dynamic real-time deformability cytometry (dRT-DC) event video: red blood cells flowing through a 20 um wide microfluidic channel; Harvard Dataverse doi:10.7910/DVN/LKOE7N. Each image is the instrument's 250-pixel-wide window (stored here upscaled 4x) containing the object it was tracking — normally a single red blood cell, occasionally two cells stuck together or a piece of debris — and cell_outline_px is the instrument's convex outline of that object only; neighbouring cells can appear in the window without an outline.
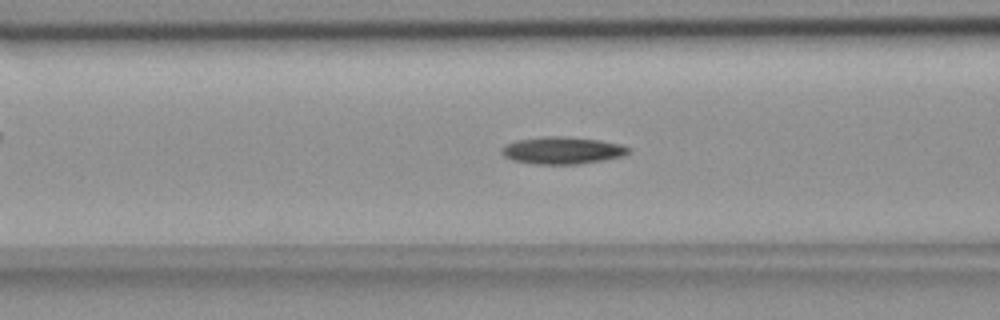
{"species": "common noctule bat (a hibernating species)", "species_latin": "Nyctalus noctula", "temperature_condition": "room temperature", "stored_images_in_passage": 48, "camera_frame_rate_fps": 3000, "um_per_image_px": 0.085, "animal": {"sex": "female", "body_mass_g": 18.4}, "frame": {"image": 1, "passage_image": 15, "time_ms": 4.667, "image_size_px": [1000, 320], "cell_outline_px": [[632, 152], [624, 156], [604, 160], [580, 164], [536, 164], [512, 160], [504, 156], [500, 152], [508, 144], [516, 140], [544, 136], [564, 136], [600, 140], [620, 144], [632, 148]], "centroid_in_image_um": [47.86, 12.78], "position_along_channel_um": 118.7, "area_um2": 20.23}}
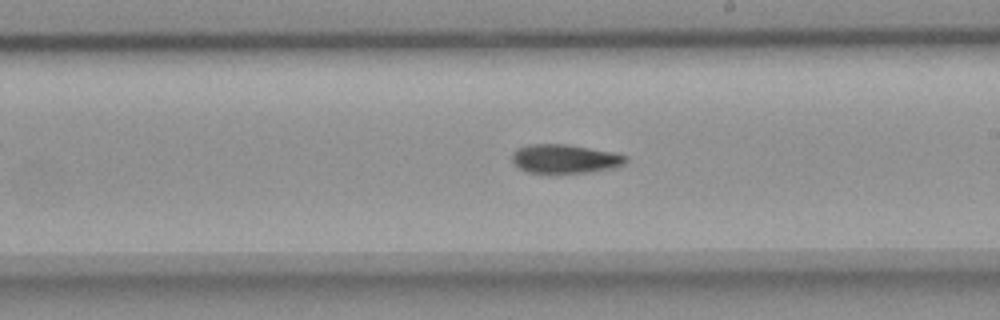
{"frame": {"image": 2, "passage_image": 25, "time_ms": 8.0, "image_size_px": [1000, 320], "cell_outline_px": [[628, 160], [624, 164], [616, 168], [592, 172], [524, 172], [512, 160], [512, 152], [516, 148], [528, 144], [564, 144], [612, 152], [628, 156]], "centroid_in_image_um": [48.03, 13.49], "position_along_channel_um": 241.0, "area_um2": 19.07}}
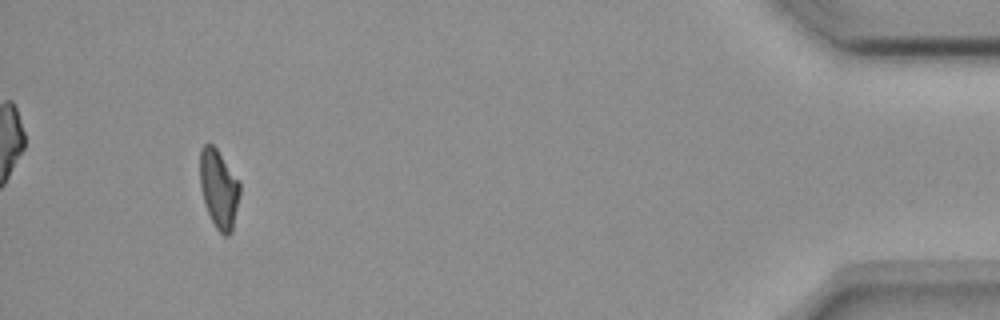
{"frame": {"image": 3, "passage_image": 45, "time_ms": 14.667, "image_size_px": [1000, 320], "cell_outline_px": [[240, 196], [232, 232], [228, 236], [224, 236], [216, 228], [208, 212], [200, 188], [200, 148], [204, 144], [212, 144], [216, 148], [240, 184]], "centroid_in_image_um": [18.6, 16.07], "position_along_channel_um": 416.6, "area_um2": 18.09}, "authors_computed_cell_mechanics": {"area_um2": 19.074, "velocity_mm_per_s": 3.6787, "shape_relaxation_time_tau1_ms": null, "shape_relaxation_time_tau2_ms": 11.0038, "deformation_change_tau1": null, "deformation_change_tau2": 0.2083}}